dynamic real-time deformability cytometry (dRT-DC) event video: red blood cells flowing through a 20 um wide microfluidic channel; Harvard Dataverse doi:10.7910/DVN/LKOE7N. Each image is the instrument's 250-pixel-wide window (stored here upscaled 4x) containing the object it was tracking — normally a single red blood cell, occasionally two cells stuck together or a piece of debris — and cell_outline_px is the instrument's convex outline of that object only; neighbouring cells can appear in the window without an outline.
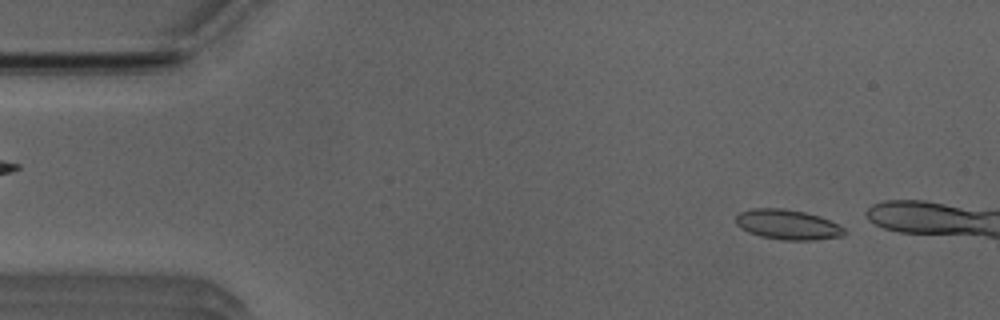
{"species": "Egyptian fruit bat (a non-hibernating species)", "species_latin": "Rousettus aegyptiacus", "temperature_condition": "room temperature", "stored_images_in_passage": 11, "camera_frame_rate_fps": 3000, "um_per_image_px": 0.085, "animal": {"sex": "male"}, "frame": {"image": 1, "passage_image": 2, "time_ms": 0.333, "image_size_px": [1000, 320], "cell_outline_px": [[848, 232], [844, 236], [816, 240], [780, 240], [760, 236], [748, 232], [740, 228], [736, 224], [736, 216], [740, 212], [752, 208], [784, 208], [804, 212], [820, 216], [844, 228]], "centroid_in_image_um": [66.95, 19.1], "position_along_channel_um": 18.1, "area_um2": 19.13}}